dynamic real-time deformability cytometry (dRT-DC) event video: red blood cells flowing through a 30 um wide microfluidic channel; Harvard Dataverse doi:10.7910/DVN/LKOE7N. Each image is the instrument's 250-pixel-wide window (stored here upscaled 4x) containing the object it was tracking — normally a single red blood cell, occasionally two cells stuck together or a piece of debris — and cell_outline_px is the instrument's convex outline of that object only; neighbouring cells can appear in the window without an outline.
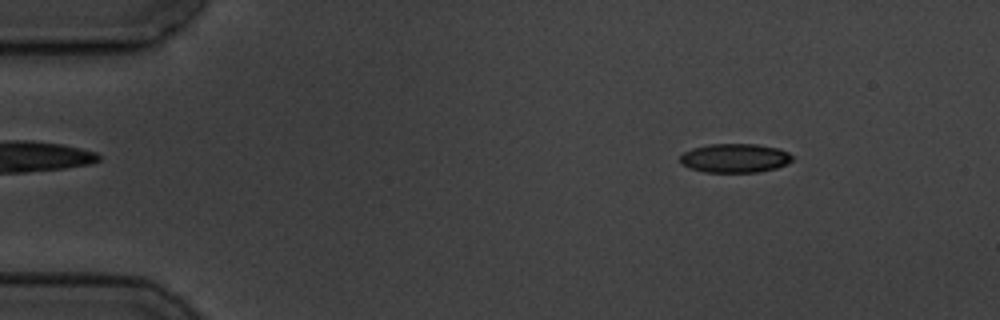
{"species": "common noctule bat (a hibernating species)", "species_latin": "Nyctalus noctula", "temperature_condition": "cold", "stored_images_in_passage": 4, "camera_frame_rate_fps": 3000, "um_per_image_px": 0.085, "animal": {"sex": "male", "body_mass_g": 19.5, "forearm_length_mm": 54.6}, "frame": {"image": 1, "passage_image": 2, "time_ms": 1.333, "image_size_px": [1000, 320], "cell_outline_px": [[792, 160], [788, 164], [776, 168], [760, 172], [704, 172], [688, 168], [680, 164], [680, 156], [684, 152], [692, 148], [708, 144], [756, 144], [780, 148], [788, 152], [792, 156]], "centroid_in_image_um": [62.46, 13.44], "position_along_channel_um": 22.5, "area_um2": 19.19}}
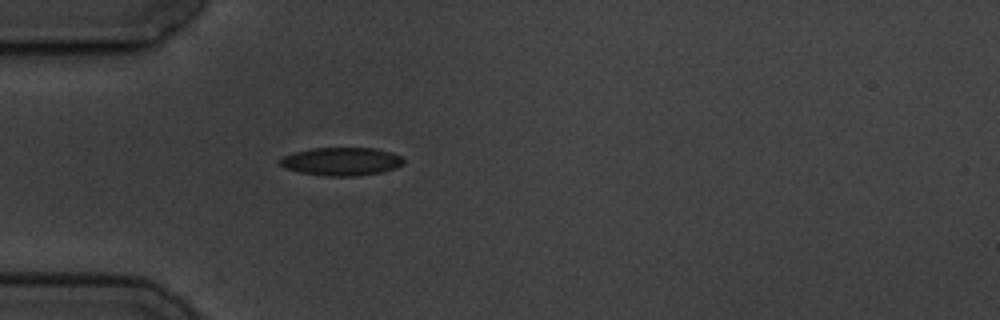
{"frame": {"image": 2, "passage_image": 4, "time_ms": 4.333, "image_size_px": [1000, 320], "cell_outline_px": [[404, 164], [396, 168], [380, 172], [356, 176], [324, 176], [300, 172], [284, 168], [280, 164], [280, 160], [284, 156], [292, 152], [312, 148], [376, 148], [392, 152], [400, 156], [404, 160]], "centroid_in_image_um": [29.03, 13.72], "position_along_channel_um": 56.0, "area_um2": 20.35}}